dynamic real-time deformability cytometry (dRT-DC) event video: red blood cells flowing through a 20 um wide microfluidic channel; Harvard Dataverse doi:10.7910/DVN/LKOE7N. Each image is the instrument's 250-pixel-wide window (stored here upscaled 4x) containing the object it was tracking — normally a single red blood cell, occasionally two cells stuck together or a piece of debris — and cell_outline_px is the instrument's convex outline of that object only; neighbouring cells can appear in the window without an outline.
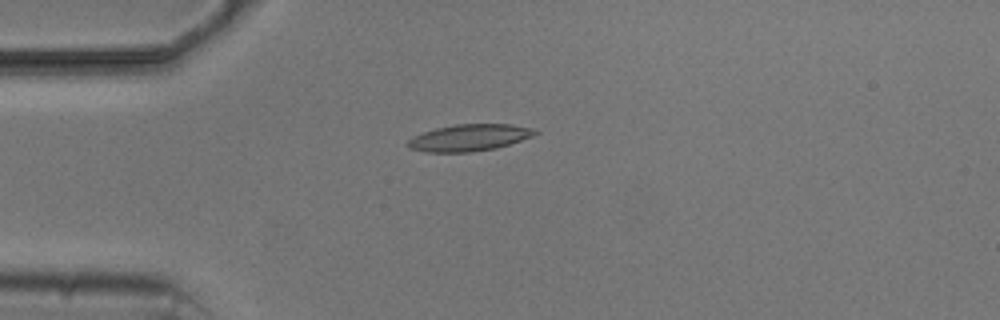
{"species": "common noctule bat (a hibernating species)", "species_latin": "Nyctalus noctula", "temperature_condition": "cold", "stored_images_in_passage": 8, "camera_frame_rate_fps": 3000, "um_per_image_px": 0.085, "animal": {"sex": "male", "body_mass_g": 20.5, "forearm_length_mm": 52.5}, "frame": {"image": 1, "passage_image": 3, "time_ms": 2.333, "image_size_px": [1000, 320], "cell_outline_px": [[540, 132], [532, 136], [496, 148], [472, 152], [424, 152], [408, 148], [404, 144], [412, 136], [436, 128], [456, 124], [512, 124], [536, 128]], "centroid_in_image_um": [39.87, 11.7], "position_along_channel_um": 45.1, "area_um2": 20.0}}
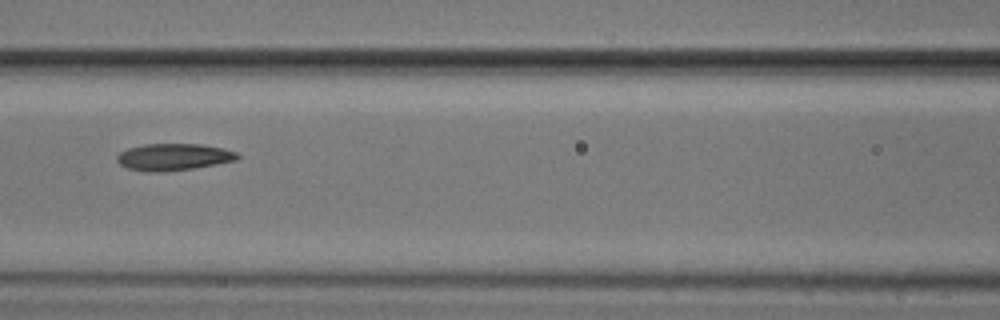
{"frame": {"image": 2, "passage_image": 6, "time_ms": 5.667, "image_size_px": [1000, 320], "cell_outline_px": [[240, 156], [236, 160], [216, 164], [192, 168], [164, 172], [152, 172], [128, 168], [120, 164], [116, 160], [116, 156], [120, 152], [128, 148], [144, 144], [204, 144], [224, 148], [236, 152]], "centroid_in_image_um": [14.75, 13.33], "position_along_channel_um": 151.8, "area_um2": 18.84}}
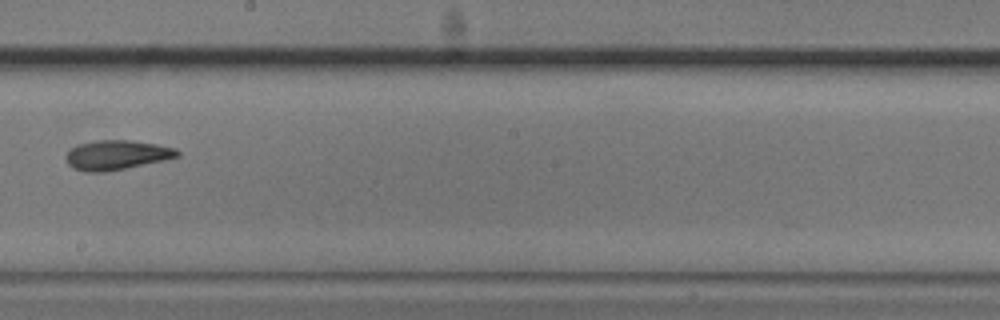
{"frame": {"image": 3, "passage_image": 8, "time_ms": 8.0, "image_size_px": [1000, 320], "cell_outline_px": [[180, 156], [164, 160], [128, 168], [104, 172], [84, 172], [68, 164], [64, 156], [76, 144], [96, 140], [132, 140], [156, 144], [176, 148], [180, 152]], "centroid_in_image_um": [9.92, 13.17], "position_along_channel_um": 238.3, "area_um2": 19.31}}